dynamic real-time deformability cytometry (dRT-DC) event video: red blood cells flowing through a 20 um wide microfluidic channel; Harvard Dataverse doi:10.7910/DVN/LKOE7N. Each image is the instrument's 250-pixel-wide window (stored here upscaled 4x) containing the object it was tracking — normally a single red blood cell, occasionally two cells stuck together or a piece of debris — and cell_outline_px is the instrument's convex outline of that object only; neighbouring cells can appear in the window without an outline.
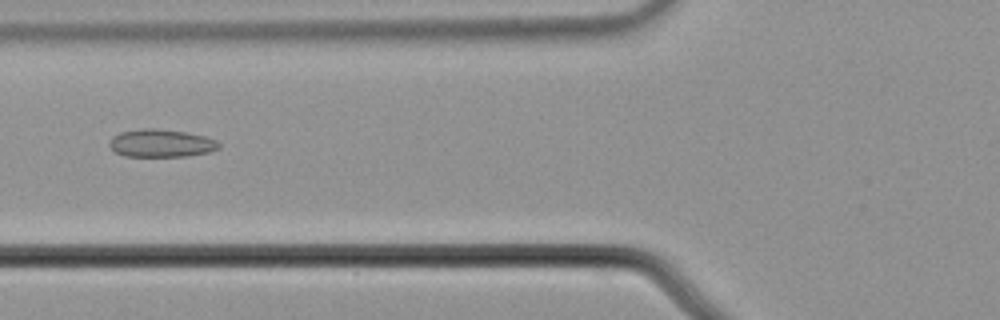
{"species": "common noctule bat (a hibernating species)", "species_latin": "Nyctalus noctula", "temperature_condition": "cold", "stored_images_in_passage": 37, "camera_frame_rate_fps": 3000, "um_per_image_px": 0.085, "animal": {"sex": "male", "body_mass_g": 21.5, "forearm_length_mm": 52.0}, "frame": {"image": 1, "passage_image": 10, "time_ms": 3.0, "image_size_px": [1000, 320], "cell_outline_px": [[220, 148], [208, 152], [184, 156], [124, 156], [116, 152], [108, 144], [112, 136], [120, 132], [144, 128], [156, 128], [188, 132], [204, 136], [216, 140], [220, 144]], "centroid_in_image_um": [13.69, 12.16], "position_along_channel_um": 112.1, "area_um2": 17.74}}
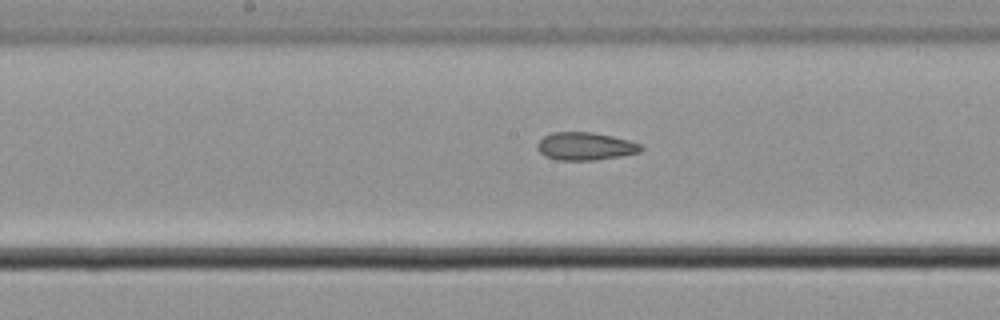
{"frame": {"image": 2, "passage_image": 17, "time_ms": 5.333, "image_size_px": [1000, 320], "cell_outline_px": [[644, 148], [640, 152], [620, 156], [592, 160], [560, 160], [544, 156], [536, 148], [536, 144], [544, 136], [552, 132], [592, 132], [612, 136], [628, 140], [640, 144]], "centroid_in_image_um": [49.73, 12.43], "position_along_channel_um": 198.5, "area_um2": 16.76}}
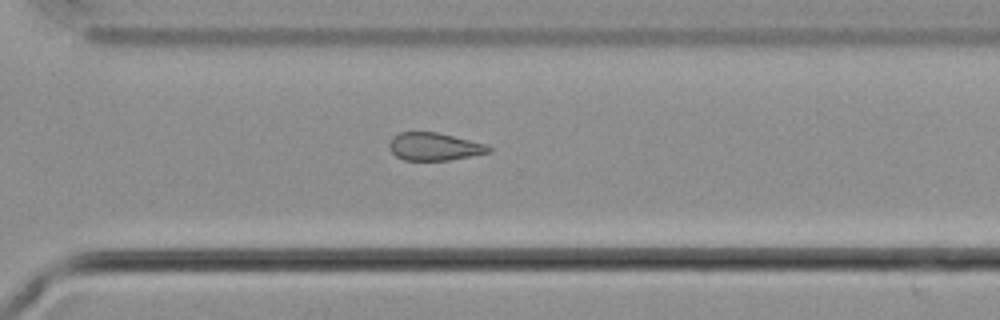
{"frame": {"image": 3, "passage_image": 28, "time_ms": 9.0, "image_size_px": [1000, 320], "cell_outline_px": [[492, 152], [448, 160], [404, 160], [396, 156], [392, 152], [388, 144], [392, 136], [400, 132], [436, 132], [488, 144], [492, 148]], "centroid_in_image_um": [36.93, 12.46], "position_along_channel_um": 333.7, "area_um2": 16.13}, "authors_computed_cell_mechanics": {"area_um2": 16.7042, "velocity_mm_per_s": 3.6883, "shape_relaxation_time_tau1_ms": null, "shape_relaxation_time_tau2_ms": 10.8384, "deformation_change_tau1": null, "deformation_change_tau2": 0.1958}}